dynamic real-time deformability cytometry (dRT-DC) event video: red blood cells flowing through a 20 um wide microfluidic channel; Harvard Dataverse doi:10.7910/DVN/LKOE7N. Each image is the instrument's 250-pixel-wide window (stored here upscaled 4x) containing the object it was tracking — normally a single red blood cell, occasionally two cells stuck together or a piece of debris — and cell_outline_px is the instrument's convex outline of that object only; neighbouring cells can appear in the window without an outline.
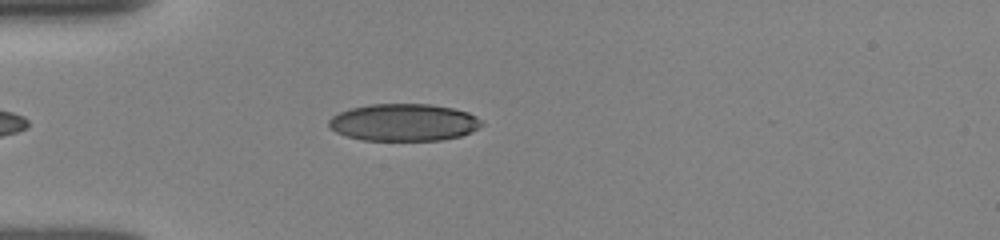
{"species": "human", "species_latin": "Homo sapiens", "temperature_condition": "room temperature", "stored_images_in_passage": 40, "camera_frame_rate_fps": 3000, "um_per_image_px": 0.085, "donor": {"sex": "female"}, "frame": {"image": 1, "passage_image": 6, "time_ms": 1.667, "image_size_px": [1000, 240], "cell_outline_px": [[484, 124], [460, 136], [440, 140], [360, 140], [344, 136], [336, 132], [328, 124], [328, 120], [332, 116], [340, 112], [352, 108], [372, 104], [432, 104], [452, 108], [468, 112], [476, 116]], "centroid_in_image_um": [34.29, 10.4], "position_along_channel_um": 50.7, "area_um2": 33.0}}
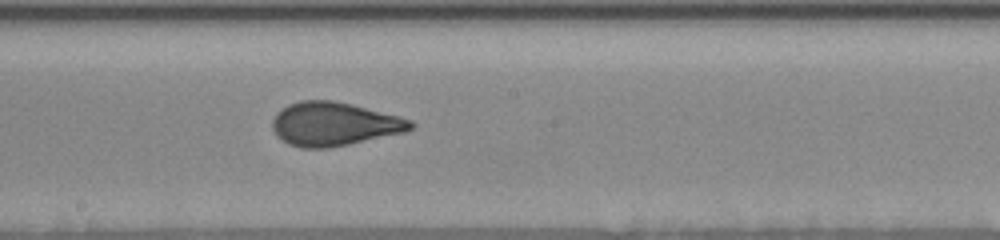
{"frame": {"image": 2, "passage_image": 20, "time_ms": 6.333, "image_size_px": [1000, 240], "cell_outline_px": [[416, 124], [412, 128], [404, 132], [348, 144], [328, 148], [300, 148], [288, 144], [276, 136], [272, 128], [272, 120], [276, 112], [288, 104], [300, 100], [332, 100], [352, 104], [400, 116], [412, 120]], "centroid_in_image_um": [28.37, 10.53], "position_along_channel_um": 219.8, "area_um2": 35.32}}
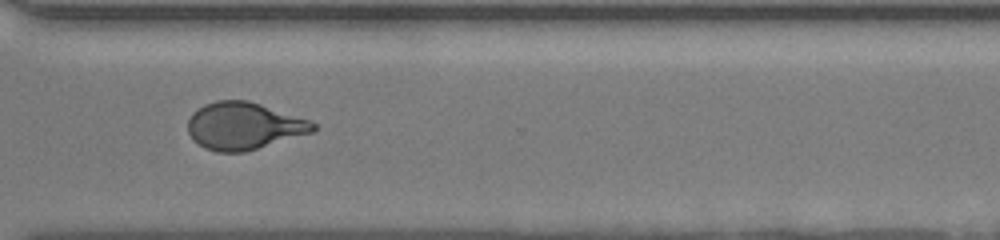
{"frame": {"image": 3, "passage_image": 30, "time_ms": 9.667, "image_size_px": [1000, 240], "cell_outline_px": [[316, 128], [312, 132], [244, 152], [216, 152], [204, 148], [192, 140], [188, 132], [188, 120], [192, 112], [204, 104], [216, 100], [248, 100], [308, 120], [316, 124]], "centroid_in_image_um": [20.66, 10.71], "position_along_channel_um": 349.9, "area_um2": 34.28}, "authors_computed_cell_mechanics": {"area_um2": 34.4777, "velocity_mm_per_s": 3.91, "shape_relaxation_time_tau1_ms": 5.3164, "shape_relaxation_time_tau2_ms": 0.6739, "deformation_change_tau1": 0.2007, "deformation_change_tau2": 0.0744}}